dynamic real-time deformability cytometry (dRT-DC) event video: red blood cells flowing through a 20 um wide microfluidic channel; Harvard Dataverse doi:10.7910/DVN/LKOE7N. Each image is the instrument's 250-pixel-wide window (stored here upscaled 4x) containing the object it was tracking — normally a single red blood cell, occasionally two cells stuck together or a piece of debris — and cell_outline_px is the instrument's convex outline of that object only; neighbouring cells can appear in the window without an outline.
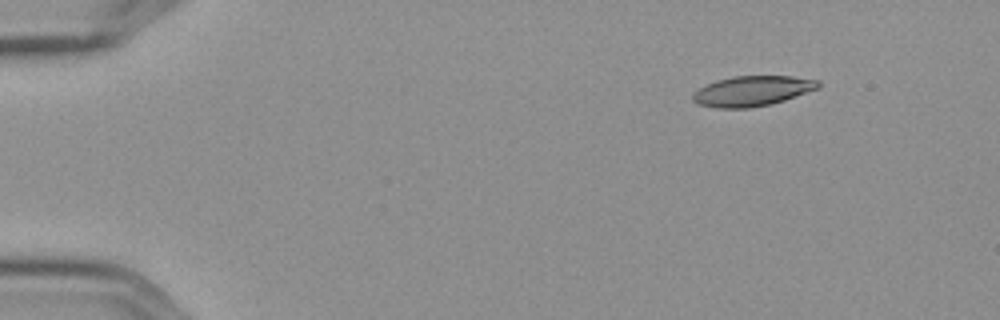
{"species": "Egyptian fruit bat (a non-hibernating species)", "species_latin": "Rousettus aegyptiacus", "temperature_condition": "cold", "stored_images_in_passage": 7, "camera_frame_rate_fps": 3000, "um_per_image_px": 0.085, "frame": {"image": 1, "passage_image": 3, "time_ms": 0.667, "image_size_px": [1000, 320], "cell_outline_px": [[820, 88], [784, 100], [768, 104], [748, 108], [716, 108], [700, 104], [692, 100], [692, 92], [716, 80], [732, 76], [792, 76], [820, 80]], "centroid_in_image_um": [63.95, 7.72], "position_along_channel_um": 21.0, "area_um2": 22.02}}
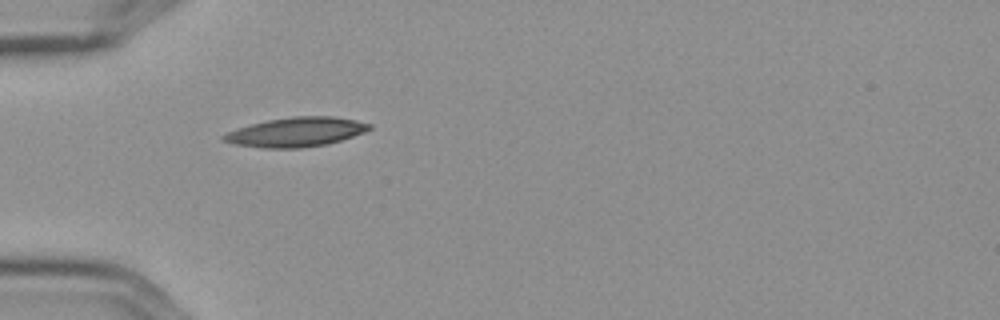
{"frame": {"image": 2, "passage_image": 6, "time_ms": 1.667, "image_size_px": [1000, 320], "cell_outline_px": [[372, 128], [364, 132], [328, 144], [300, 148], [264, 148], [236, 144], [220, 140], [220, 136], [228, 132], [252, 124], [268, 120], [292, 116], [332, 116], [356, 120], [372, 124]], "centroid_in_image_um": [25.18, 11.22], "position_along_channel_um": 59.8, "area_um2": 24.8}}
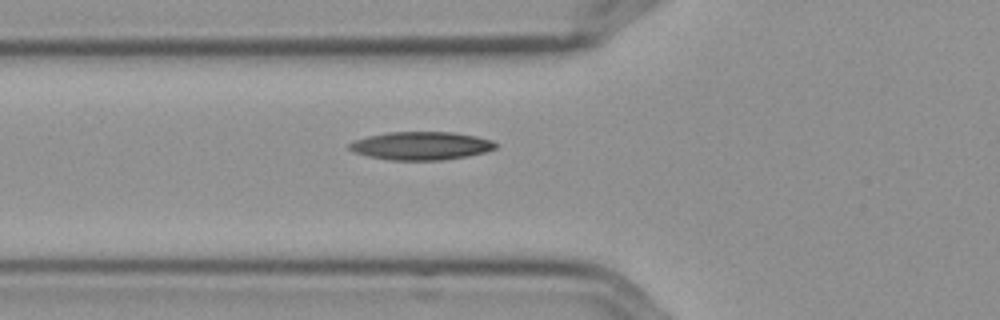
{"frame": {"image": 3, "passage_image": 7, "time_ms": 2.0, "image_size_px": [1000, 320], "cell_outline_px": [[496, 148], [484, 152], [468, 156], [440, 160], [392, 160], [368, 156], [352, 152], [348, 148], [348, 144], [352, 140], [368, 136], [388, 132], [452, 132], [476, 136], [492, 140], [496, 144]], "centroid_in_image_um": [35.75, 12.39], "position_along_channel_um": 90.1, "area_um2": 24.04}}